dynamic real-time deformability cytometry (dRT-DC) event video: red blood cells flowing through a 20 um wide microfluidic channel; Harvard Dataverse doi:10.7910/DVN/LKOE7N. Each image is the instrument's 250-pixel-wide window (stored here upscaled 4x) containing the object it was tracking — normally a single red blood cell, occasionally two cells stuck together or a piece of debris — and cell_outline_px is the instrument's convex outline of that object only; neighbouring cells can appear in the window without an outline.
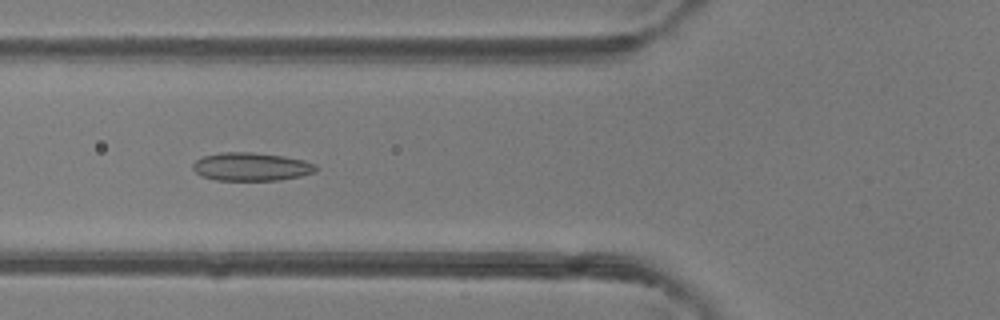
{"species": "common noctule bat (a hibernating species)", "species_latin": "Nyctalus noctula", "temperature_condition": "room temperature", "stored_images_in_passage": 49, "camera_frame_rate_fps": 3000, "um_per_image_px": 0.085, "animal": {"sex": "female"}, "frame": {"image": 1, "passage_image": 18, "time_ms": 5.667, "image_size_px": [1000, 320], "cell_outline_px": [[320, 168], [316, 172], [300, 176], [280, 180], [216, 180], [200, 176], [192, 168], [192, 164], [196, 160], [204, 156], [220, 152], [252, 152], [284, 156], [304, 160], [316, 164]], "centroid_in_image_um": [21.38, 14.17], "position_along_channel_um": 104.4, "area_um2": 20.46}}
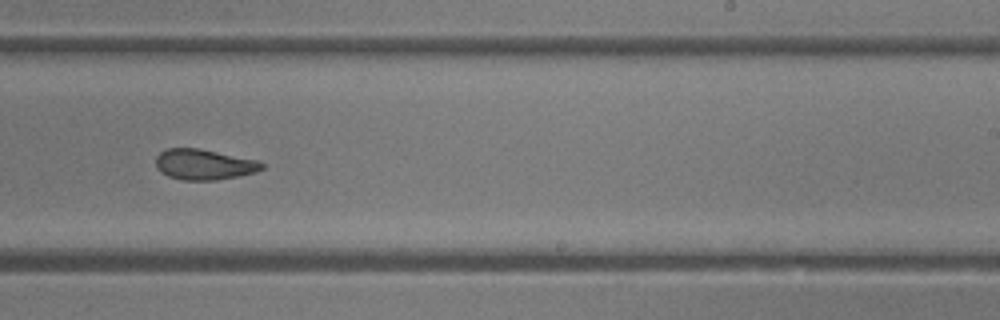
{"frame": {"image": 2, "passage_image": 30, "time_ms": 9.667, "image_size_px": [1000, 320], "cell_outline_px": [[264, 168], [256, 172], [216, 180], [180, 180], [168, 176], [160, 172], [156, 168], [156, 156], [160, 152], [168, 148], [200, 148], [256, 160], [264, 164]], "centroid_in_image_um": [17.3, 13.98], "position_along_channel_um": 271.7, "area_um2": 18.9}}
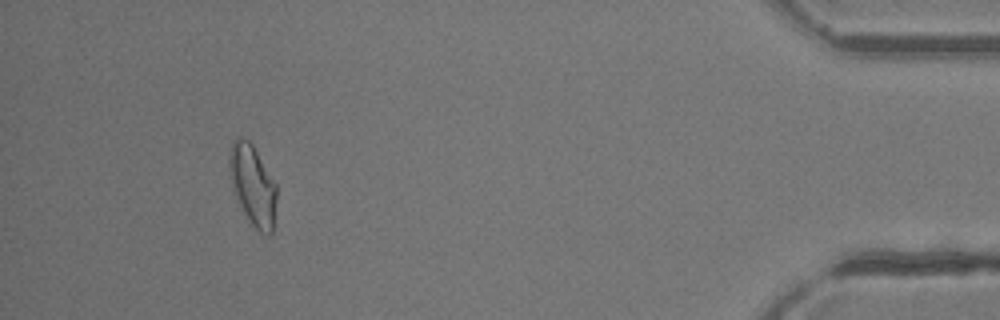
{"frame": {"image": 3, "passage_image": 45, "time_ms": 14.667, "image_size_px": [1000, 320], "cell_outline_px": [[276, 200], [272, 232], [268, 236], [260, 232], [252, 224], [244, 212], [232, 188], [228, 172], [228, 156], [232, 140], [236, 136], [240, 136], [248, 140], [252, 144], [276, 184]], "centroid_in_image_um": [21.45, 15.69], "position_along_channel_um": 413.8, "area_um2": 22.14}, "authors_computed_cell_mechanics": {"area_um2": 20.6346, "velocity_mm_per_s": 4.1916, "shape_relaxation_time_tau1_ms": 8.98, "shape_relaxation_time_tau2_ms": 2.2644, "deformation_change_tau1": 0.1678, "deformation_change_tau2": 0.0922}}